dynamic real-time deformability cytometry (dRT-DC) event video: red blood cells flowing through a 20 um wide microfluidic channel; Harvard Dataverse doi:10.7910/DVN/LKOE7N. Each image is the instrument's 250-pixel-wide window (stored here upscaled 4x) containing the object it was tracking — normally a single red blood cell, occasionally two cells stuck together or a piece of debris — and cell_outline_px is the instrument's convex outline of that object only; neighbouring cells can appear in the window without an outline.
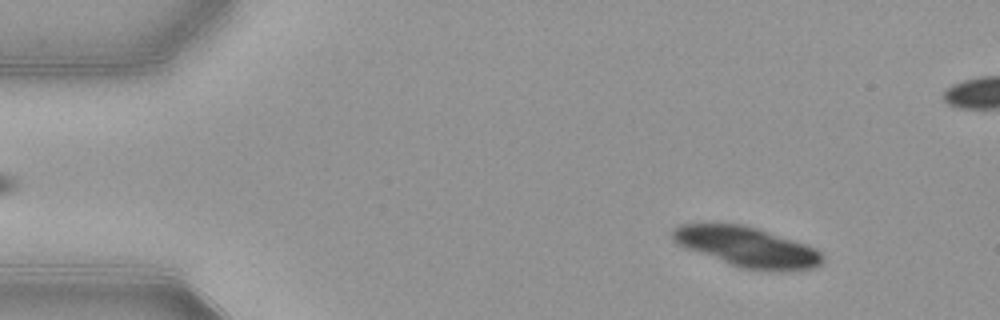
{"species": "common noctule bat (a hibernating species)", "species_latin": "Nyctalus noctula", "temperature_condition": "warm", "stored_images_in_passage": 36, "camera_frame_rate_fps": 3000, "um_per_image_px": 0.085, "animal": {"sex": "female", "body_mass_g": 21.9}, "frame": {"image": 1, "passage_image": 6, "time_ms": 1.667, "image_size_px": [1000, 320], "cell_outline_px": [[824, 260], [820, 264], [812, 268], [784, 272], [780, 272], [740, 268], [684, 248], [676, 244], [672, 240], [672, 228], [680, 224], [744, 224], [816, 248], [824, 256]], "centroid_in_image_um": [63.47, 21.01], "position_along_channel_um": 21.5, "area_um2": 35.08}}